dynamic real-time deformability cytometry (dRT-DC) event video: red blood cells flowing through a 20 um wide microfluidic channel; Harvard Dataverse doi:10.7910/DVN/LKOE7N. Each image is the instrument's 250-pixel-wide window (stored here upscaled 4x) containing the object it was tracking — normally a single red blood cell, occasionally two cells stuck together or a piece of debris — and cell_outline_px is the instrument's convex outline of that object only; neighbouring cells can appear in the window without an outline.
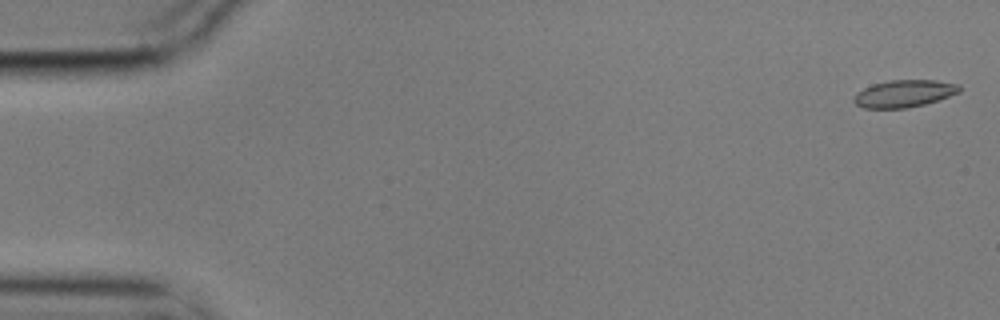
{"species": "common noctule bat (a hibernating species)", "species_latin": "Nyctalus noctula", "temperature_condition": "cold", "stored_images_in_passage": 5, "camera_frame_rate_fps": 3000, "um_per_image_px": 0.085, "animal": {"sex": "male", "body_mass_g": 17.9}, "frame": {"image": 1, "passage_image": 1, "time_ms": 0.0, "image_size_px": [1000, 320], "cell_outline_px": [[960, 92], [924, 104], [908, 108], [864, 108], [856, 104], [852, 100], [852, 96], [856, 92], [872, 84], [892, 80], [936, 80], [960, 84]], "centroid_in_image_um": [76.82, 7.95], "position_along_channel_um": 8.2, "area_um2": 16.76}}
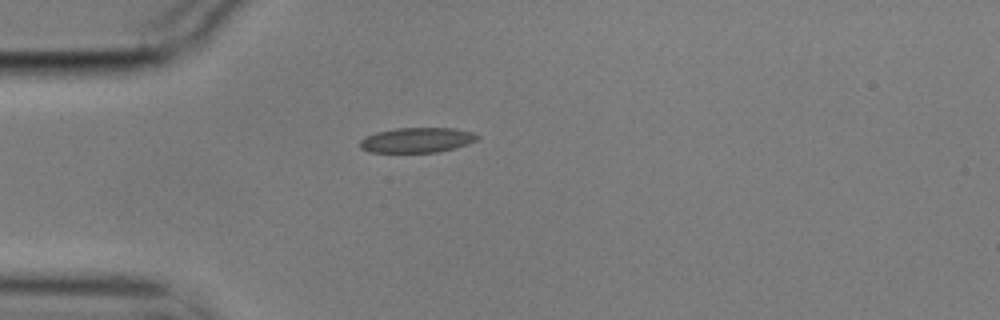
{"frame": {"image": 2, "passage_image": 5, "time_ms": 1.333, "image_size_px": [1000, 320], "cell_outline_px": [[480, 136], [476, 140], [468, 144], [436, 152], [368, 152], [360, 148], [360, 140], [364, 136], [376, 132], [396, 128], [452, 128], [472, 132]], "centroid_in_image_um": [35.4, 11.9], "position_along_channel_um": 49.6, "area_um2": 17.05}}